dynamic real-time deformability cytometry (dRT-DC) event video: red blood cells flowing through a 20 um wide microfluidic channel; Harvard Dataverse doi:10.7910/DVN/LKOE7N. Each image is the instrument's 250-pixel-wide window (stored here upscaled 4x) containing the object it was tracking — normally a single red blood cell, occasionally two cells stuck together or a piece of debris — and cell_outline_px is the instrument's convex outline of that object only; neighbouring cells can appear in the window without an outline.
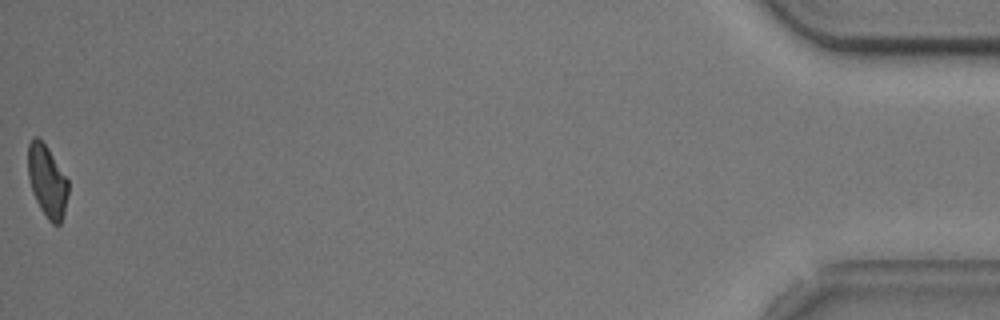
{"species": "common noctule bat (a hibernating species)", "species_latin": "Nyctalus noctula", "temperature_condition": "cold", "stored_images_in_passage": 41, "camera_frame_rate_fps": 3000, "um_per_image_px": 0.085, "animal": {"sex": "male", "body_mass_g": 20.5, "forearm_length_mm": 52.5}, "frame": {"image": 1, "passage_image": 41, "time_ms": 13.333, "image_size_px": [1000, 320], "cell_outline_px": [[68, 192], [64, 212], [60, 224], [52, 224], [48, 220], [40, 208], [32, 192], [28, 176], [28, 144], [32, 136], [36, 136], [48, 148], [68, 180]], "centroid_in_image_um": [3.99, 15.39], "position_along_channel_um": 431.2, "area_um2": 16.76}, "authors_computed_cell_mechanics": {"area_um2": 19.0162, "velocity_mm_per_s": 3.7594, "shape_relaxation_time_tau1_ms": 2.4924, "shape_relaxation_time_tau2_ms": null, "deformation_change_tau1": 0.1033, "deformation_change_tau2": null}}